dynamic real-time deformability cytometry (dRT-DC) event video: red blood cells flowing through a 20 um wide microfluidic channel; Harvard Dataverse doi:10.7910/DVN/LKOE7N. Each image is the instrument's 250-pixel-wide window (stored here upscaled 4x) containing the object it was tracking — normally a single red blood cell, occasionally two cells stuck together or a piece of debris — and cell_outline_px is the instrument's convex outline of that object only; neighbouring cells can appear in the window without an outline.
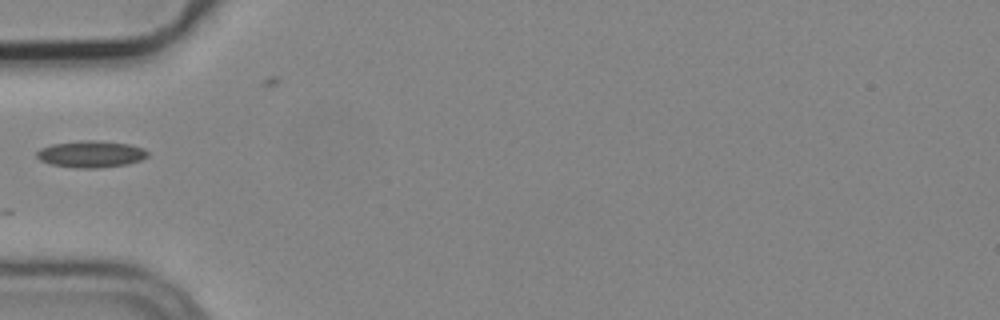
{"species": "common noctule bat (a hibernating species)", "species_latin": "Nyctalus noctula", "temperature_condition": "cold", "stored_images_in_passage": 1, "camera_frame_rate_fps": 3000, "um_per_image_px": 0.085, "animal": {"sex": "male", "body_mass_g": 19.2, "forearm_length_mm": 51.8}, "frame": {"image": 1, "passage_image": 1, "time_ms": 0.0, "image_size_px": [1000, 320], "cell_outline_px": [[148, 156], [140, 160], [128, 164], [100, 168], [76, 168], [52, 164], [40, 160], [36, 156], [36, 152], [40, 148], [52, 144], [80, 140], [96, 140], [128, 144], [144, 148], [148, 152]], "centroid_in_image_um": [7.73, 13.09], "position_along_channel_um": 77.3, "area_um2": 17.34}}